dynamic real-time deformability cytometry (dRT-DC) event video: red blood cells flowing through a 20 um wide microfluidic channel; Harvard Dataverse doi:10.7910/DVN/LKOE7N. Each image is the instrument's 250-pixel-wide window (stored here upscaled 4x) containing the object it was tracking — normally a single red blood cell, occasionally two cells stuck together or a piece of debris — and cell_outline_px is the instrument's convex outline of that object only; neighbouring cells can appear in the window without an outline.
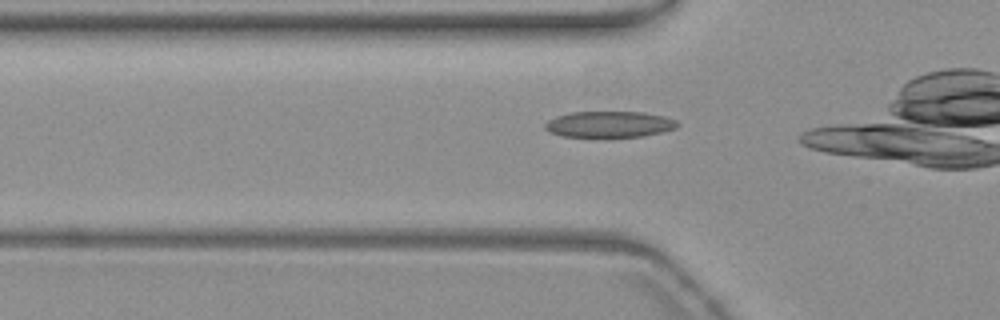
{"species": "common noctule bat (a hibernating species)", "species_latin": "Nyctalus noctula", "temperature_condition": "warm", "stored_images_in_passage": 33, "camera_frame_rate_fps": 3000, "um_per_image_px": 0.085, "animal": {"sex": "female", "body_mass_g": 19.3, "forearm_length_mm": 54.1}, "frame": {"image": 1, "passage_image": 8, "time_ms": 2.333, "image_size_px": [1000, 320], "cell_outline_px": [[680, 124], [676, 128], [644, 136], [564, 136], [548, 132], [544, 128], [544, 124], [548, 120], [556, 116], [572, 112], [644, 112], [664, 116], [676, 120]], "centroid_in_image_um": [51.79, 10.55], "position_along_channel_um": 74.0, "area_um2": 20.0}}
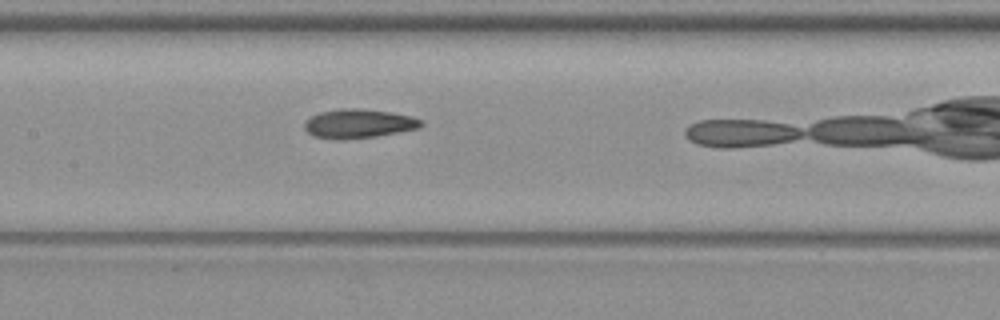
{"frame": {"image": 2, "passage_image": 16, "time_ms": 5.0, "image_size_px": [1000, 320], "cell_outline_px": [[424, 124], [420, 128], [376, 136], [336, 140], [316, 136], [308, 132], [304, 128], [304, 124], [312, 116], [320, 112], [340, 108], [360, 108], [392, 112], [412, 116], [424, 120]], "centroid_in_image_um": [30.54, 10.49], "position_along_channel_um": 176.9, "area_um2": 19.77}}
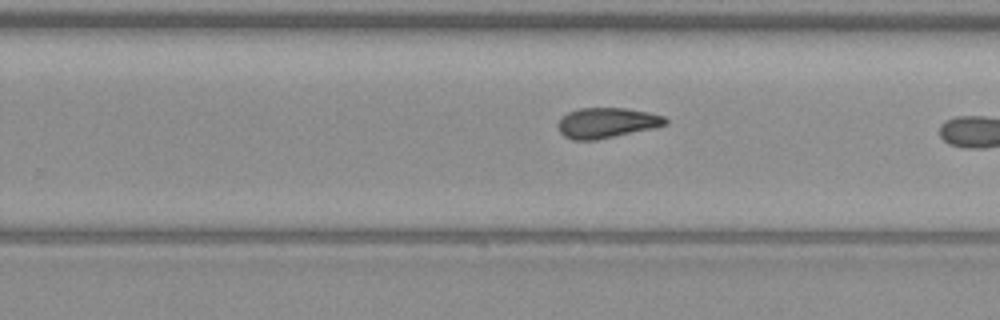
{"frame": {"image": 3, "passage_image": 24, "time_ms": 7.667, "image_size_px": [1000, 320], "cell_outline_px": [[668, 124], [652, 128], [596, 140], [572, 140], [564, 136], [560, 132], [556, 124], [568, 112], [580, 108], [624, 108], [648, 112], [664, 116], [668, 120]], "centroid_in_image_um": [51.56, 10.44], "position_along_channel_um": 278.2, "area_um2": 18.84}}